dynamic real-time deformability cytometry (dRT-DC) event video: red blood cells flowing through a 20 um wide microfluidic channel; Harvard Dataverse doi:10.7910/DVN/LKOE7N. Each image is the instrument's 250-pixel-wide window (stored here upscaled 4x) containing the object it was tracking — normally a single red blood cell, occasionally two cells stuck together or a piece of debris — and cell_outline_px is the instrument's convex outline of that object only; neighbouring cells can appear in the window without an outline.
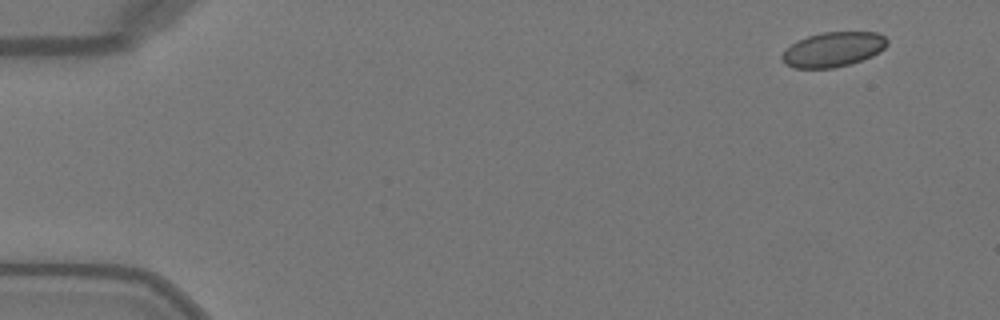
{"species": "Egyptian fruit bat (a non-hibernating species)", "species_latin": "Rousettus aegyptiacus", "temperature_condition": "warm", "stored_images_in_passage": 48, "camera_frame_rate_fps": 3000, "um_per_image_px": 0.085, "animal": {"sex": "female"}, "frame": {"image": 1, "passage_image": 1, "time_ms": 0.0, "image_size_px": [1000, 320], "cell_outline_px": [[888, 44], [880, 52], [872, 56], [848, 64], [832, 68], [792, 68], [784, 64], [780, 56], [796, 40], [808, 36], [824, 32], [880, 32], [888, 40]], "centroid_in_image_um": [70.82, 4.2], "position_along_channel_um": 14.2, "area_um2": 21.33}}
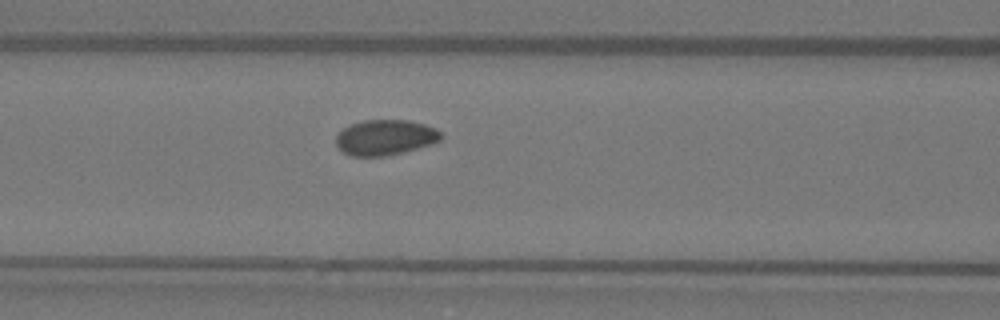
{"frame": {"image": 2, "passage_image": 19, "time_ms": 6.0, "image_size_px": [1000, 320], "cell_outline_px": [[444, 136], [440, 140], [432, 144], [404, 152], [384, 156], [352, 156], [344, 152], [336, 144], [336, 136], [348, 124], [360, 120], [408, 120], [424, 124], [436, 128]], "centroid_in_image_um": [32.76, 11.67], "position_along_channel_um": 133.8, "area_um2": 21.79}}
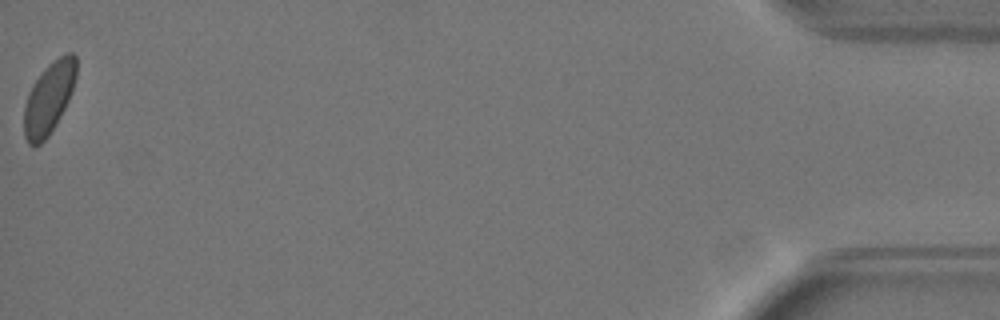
{"frame": {"image": 3, "passage_image": 48, "time_ms": 15.667, "image_size_px": [1000, 320], "cell_outline_px": [[76, 76], [68, 100], [56, 124], [48, 136], [36, 148], [28, 144], [24, 136], [24, 104], [28, 92], [32, 84], [48, 64], [64, 52], [72, 52], [76, 56]], "centroid_in_image_um": [4.13, 8.34], "position_along_channel_um": 431.1, "area_um2": 21.91}, "authors_computed_cell_mechanics": {"area_um2": 22.0796, "velocity_mm_per_s": 4.0631, "shape_relaxation_time_tau1_ms": 2.9172, "shape_relaxation_time_tau2_ms": null, "deformation_change_tau1": 0.0602, "deformation_change_tau2": null}}